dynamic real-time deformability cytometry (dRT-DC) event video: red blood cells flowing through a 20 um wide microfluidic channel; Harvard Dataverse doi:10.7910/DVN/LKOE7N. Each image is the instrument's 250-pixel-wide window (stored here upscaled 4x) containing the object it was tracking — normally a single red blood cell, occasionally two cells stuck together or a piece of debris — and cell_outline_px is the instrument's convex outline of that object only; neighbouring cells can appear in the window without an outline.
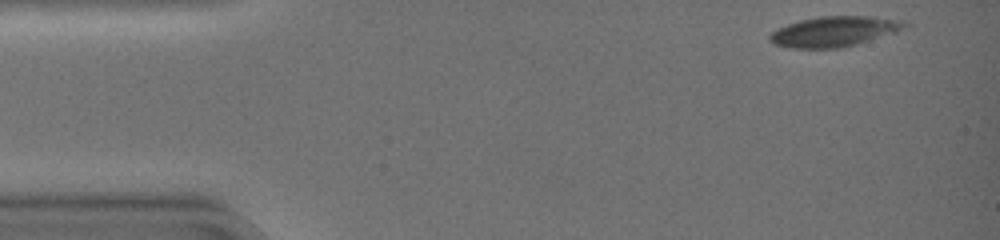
{"species": "common noctule bat (a hibernating species)", "species_latin": "Nyctalus noctula", "temperature_condition": "warm", "stored_images_in_passage": 13, "camera_frame_rate_fps": 3000, "um_per_image_px": 0.085, "animal": {"sex": "female", "body_mass_g": 19.0, "forearm_length_mm": 51.5}, "frame": {"image": 1, "passage_image": 1, "time_ms": 0.0, "image_size_px": [1000, 240], "cell_outline_px": [[912, 24], [896, 32], [856, 44], [840, 48], [792, 48], [772, 44], [768, 40], [768, 36], [776, 28], [800, 20], [820, 16], [872, 16], [904, 20]], "centroid_in_image_um": [70.91, 2.67], "position_along_channel_um": 14.1, "area_um2": 23.99}}